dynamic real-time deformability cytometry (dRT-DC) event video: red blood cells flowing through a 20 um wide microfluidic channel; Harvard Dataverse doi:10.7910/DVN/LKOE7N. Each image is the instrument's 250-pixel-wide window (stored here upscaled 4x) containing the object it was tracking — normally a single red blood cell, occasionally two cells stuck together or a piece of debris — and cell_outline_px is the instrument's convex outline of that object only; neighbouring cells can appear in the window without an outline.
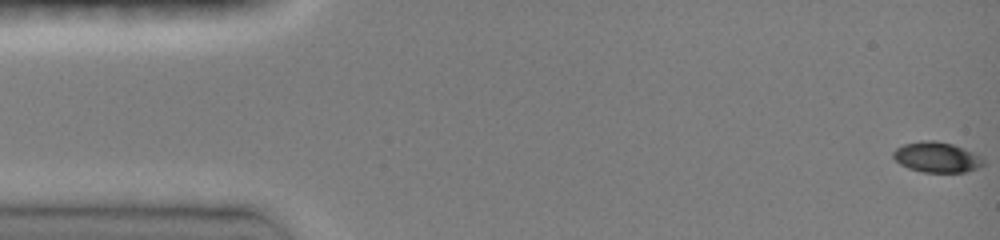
{"species": "common noctule bat (a hibernating species)", "species_latin": "Nyctalus noctula", "temperature_condition": "room temperature", "stored_images_in_passage": 89, "camera_frame_rate_fps": 3000, "um_per_image_px": 0.085, "animal": {"sex": "female", "body_mass_g": 19.0, "forearm_length_mm": 51.5}, "frame": {"image": 1, "passage_image": 1, "time_ms": 0.0, "image_size_px": [1000, 240], "cell_outline_px": [[984, 164], [976, 168], [964, 172], [924, 172], [908, 168], [900, 164], [892, 156], [892, 152], [896, 148], [904, 144], [924, 140], [936, 140], [952, 144], [972, 152], [980, 156], [984, 160]], "centroid_in_image_um": [79.6, 13.36], "position_along_channel_um": 5.4, "area_um2": 15.84}}
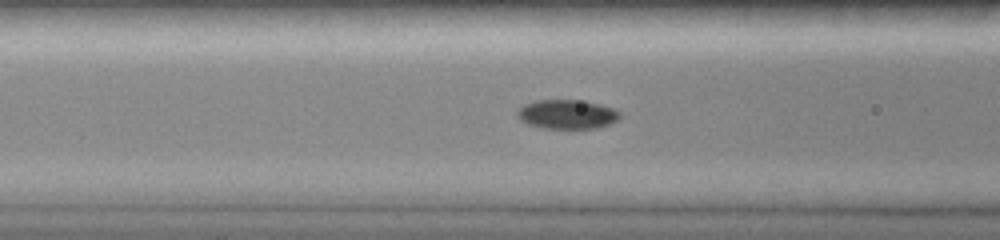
{"frame": {"image": 2, "passage_image": 27, "time_ms": 6.0, "image_size_px": [1000, 240], "cell_outline_px": [[620, 116], [616, 120], [608, 124], [596, 128], [544, 128], [528, 124], [520, 120], [516, 116], [516, 112], [524, 104], [536, 100], [576, 100], [600, 104], [612, 108], [620, 112]], "centroid_in_image_um": [48.16, 9.71], "position_along_channel_um": 118.4, "area_um2": 17.28}}
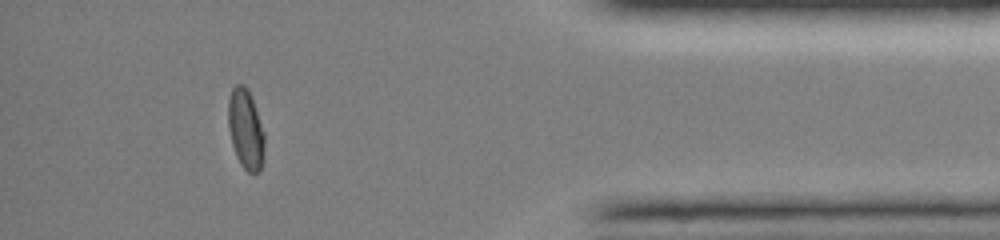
{"frame": {"image": 3, "passage_image": 81, "time_ms": 14.0, "image_size_px": [1000, 240], "cell_outline_px": [[264, 160], [260, 172], [248, 172], [244, 168], [236, 156], [232, 144], [228, 128], [228, 100], [232, 88], [236, 84], [244, 84], [248, 88], [264, 132]], "centroid_in_image_um": [20.88, 10.98], "position_along_channel_um": 414.3, "area_um2": 16.99}, "authors_computed_cell_mechanics": {"area_um2": 17.2822, "velocity_mm_per_s": 4.0558, "shape_relaxation_time_tau1_ms": 5.6874, "shape_relaxation_time_tau2_ms": 1.7127, "deformation_change_tau1": 0.1824, "deformation_change_tau2": 0.0253}}